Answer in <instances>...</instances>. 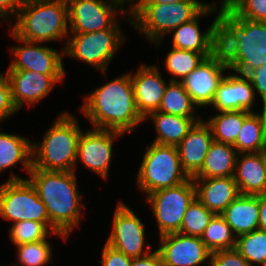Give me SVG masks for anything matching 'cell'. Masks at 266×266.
<instances>
[{
  "label": "cell",
  "instance_id": "1",
  "mask_svg": "<svg viewBox=\"0 0 266 266\" xmlns=\"http://www.w3.org/2000/svg\"><path fill=\"white\" fill-rule=\"evenodd\" d=\"M84 96L79 110L93 128L131 134L145 121L136 106L130 72L118 75Z\"/></svg>",
  "mask_w": 266,
  "mask_h": 266
},
{
  "label": "cell",
  "instance_id": "2",
  "mask_svg": "<svg viewBox=\"0 0 266 266\" xmlns=\"http://www.w3.org/2000/svg\"><path fill=\"white\" fill-rule=\"evenodd\" d=\"M27 177L34 185L46 207L50 226L67 239L80 226L81 210L86 205L81 200L77 175L74 171H46L32 167ZM83 202V203H82Z\"/></svg>",
  "mask_w": 266,
  "mask_h": 266
},
{
  "label": "cell",
  "instance_id": "3",
  "mask_svg": "<svg viewBox=\"0 0 266 266\" xmlns=\"http://www.w3.org/2000/svg\"><path fill=\"white\" fill-rule=\"evenodd\" d=\"M83 128L75 114L64 110L46 129L42 141H32V167L46 171H74Z\"/></svg>",
  "mask_w": 266,
  "mask_h": 266
},
{
  "label": "cell",
  "instance_id": "4",
  "mask_svg": "<svg viewBox=\"0 0 266 266\" xmlns=\"http://www.w3.org/2000/svg\"><path fill=\"white\" fill-rule=\"evenodd\" d=\"M14 19L8 28L19 38L37 43L65 40L64 49L70 33L67 0H28Z\"/></svg>",
  "mask_w": 266,
  "mask_h": 266
},
{
  "label": "cell",
  "instance_id": "5",
  "mask_svg": "<svg viewBox=\"0 0 266 266\" xmlns=\"http://www.w3.org/2000/svg\"><path fill=\"white\" fill-rule=\"evenodd\" d=\"M206 1H180L173 4L132 5L129 8L131 27L139 31L160 50L165 36L181 24L195 18Z\"/></svg>",
  "mask_w": 266,
  "mask_h": 266
},
{
  "label": "cell",
  "instance_id": "6",
  "mask_svg": "<svg viewBox=\"0 0 266 266\" xmlns=\"http://www.w3.org/2000/svg\"><path fill=\"white\" fill-rule=\"evenodd\" d=\"M137 172V187L145 196L178 186L189 179L181 167L177 146L153 142L146 147Z\"/></svg>",
  "mask_w": 266,
  "mask_h": 266
},
{
  "label": "cell",
  "instance_id": "7",
  "mask_svg": "<svg viewBox=\"0 0 266 266\" xmlns=\"http://www.w3.org/2000/svg\"><path fill=\"white\" fill-rule=\"evenodd\" d=\"M124 42L126 39L122 28H109L90 33H69L64 47V57L85 62L104 76L108 73V66L114 55Z\"/></svg>",
  "mask_w": 266,
  "mask_h": 266
},
{
  "label": "cell",
  "instance_id": "8",
  "mask_svg": "<svg viewBox=\"0 0 266 266\" xmlns=\"http://www.w3.org/2000/svg\"><path fill=\"white\" fill-rule=\"evenodd\" d=\"M0 217L12 223L50 222L34 185L27 177L17 176L12 170L8 180L0 185Z\"/></svg>",
  "mask_w": 266,
  "mask_h": 266
},
{
  "label": "cell",
  "instance_id": "9",
  "mask_svg": "<svg viewBox=\"0 0 266 266\" xmlns=\"http://www.w3.org/2000/svg\"><path fill=\"white\" fill-rule=\"evenodd\" d=\"M67 3L70 33L121 28L119 14L131 25L129 8L120 0H67Z\"/></svg>",
  "mask_w": 266,
  "mask_h": 266
},
{
  "label": "cell",
  "instance_id": "10",
  "mask_svg": "<svg viewBox=\"0 0 266 266\" xmlns=\"http://www.w3.org/2000/svg\"><path fill=\"white\" fill-rule=\"evenodd\" d=\"M218 17L235 33L240 41L236 66L231 70L247 75L266 64V22L238 17L232 10L219 12Z\"/></svg>",
  "mask_w": 266,
  "mask_h": 266
},
{
  "label": "cell",
  "instance_id": "11",
  "mask_svg": "<svg viewBox=\"0 0 266 266\" xmlns=\"http://www.w3.org/2000/svg\"><path fill=\"white\" fill-rule=\"evenodd\" d=\"M196 198L193 178L170 188H164L144 197L156 220L159 236L180 230L184 214Z\"/></svg>",
  "mask_w": 266,
  "mask_h": 266
},
{
  "label": "cell",
  "instance_id": "12",
  "mask_svg": "<svg viewBox=\"0 0 266 266\" xmlns=\"http://www.w3.org/2000/svg\"><path fill=\"white\" fill-rule=\"evenodd\" d=\"M116 203L112 228L105 242L130 258L142 257L152 252V246L145 237L146 225L142 219L124 201Z\"/></svg>",
  "mask_w": 266,
  "mask_h": 266
},
{
  "label": "cell",
  "instance_id": "13",
  "mask_svg": "<svg viewBox=\"0 0 266 266\" xmlns=\"http://www.w3.org/2000/svg\"><path fill=\"white\" fill-rule=\"evenodd\" d=\"M125 136L124 133L111 130L89 128L82 131L78 141L77 160L74 172L78 163L86 169L95 173L99 178L107 181L112 163L113 145L117 138Z\"/></svg>",
  "mask_w": 266,
  "mask_h": 266
},
{
  "label": "cell",
  "instance_id": "14",
  "mask_svg": "<svg viewBox=\"0 0 266 266\" xmlns=\"http://www.w3.org/2000/svg\"><path fill=\"white\" fill-rule=\"evenodd\" d=\"M12 37L20 45L11 47L14 57L7 70H29L41 74H66L63 62L64 49L61 51L45 43L26 41L9 30Z\"/></svg>",
  "mask_w": 266,
  "mask_h": 266
},
{
  "label": "cell",
  "instance_id": "15",
  "mask_svg": "<svg viewBox=\"0 0 266 266\" xmlns=\"http://www.w3.org/2000/svg\"><path fill=\"white\" fill-rule=\"evenodd\" d=\"M12 101L18 111L25 105L35 107L50 95L53 88L63 84L65 74H41L29 70H7Z\"/></svg>",
  "mask_w": 266,
  "mask_h": 266
},
{
  "label": "cell",
  "instance_id": "16",
  "mask_svg": "<svg viewBox=\"0 0 266 266\" xmlns=\"http://www.w3.org/2000/svg\"><path fill=\"white\" fill-rule=\"evenodd\" d=\"M159 239L156 249L163 266H209L211 252L201 237L176 232L159 236Z\"/></svg>",
  "mask_w": 266,
  "mask_h": 266
},
{
  "label": "cell",
  "instance_id": "17",
  "mask_svg": "<svg viewBox=\"0 0 266 266\" xmlns=\"http://www.w3.org/2000/svg\"><path fill=\"white\" fill-rule=\"evenodd\" d=\"M157 64L141 63L135 72H130L134 97L139 114L145 119L158 111L170 80H165Z\"/></svg>",
  "mask_w": 266,
  "mask_h": 266
},
{
  "label": "cell",
  "instance_id": "18",
  "mask_svg": "<svg viewBox=\"0 0 266 266\" xmlns=\"http://www.w3.org/2000/svg\"><path fill=\"white\" fill-rule=\"evenodd\" d=\"M254 88L246 75H239L231 70L219 83L210 109L222 111L253 110L256 100Z\"/></svg>",
  "mask_w": 266,
  "mask_h": 266
},
{
  "label": "cell",
  "instance_id": "19",
  "mask_svg": "<svg viewBox=\"0 0 266 266\" xmlns=\"http://www.w3.org/2000/svg\"><path fill=\"white\" fill-rule=\"evenodd\" d=\"M226 71L229 70L211 57H207L181 83L193 103L200 109L201 107L206 108L211 105L218 85L225 77Z\"/></svg>",
  "mask_w": 266,
  "mask_h": 266
},
{
  "label": "cell",
  "instance_id": "20",
  "mask_svg": "<svg viewBox=\"0 0 266 266\" xmlns=\"http://www.w3.org/2000/svg\"><path fill=\"white\" fill-rule=\"evenodd\" d=\"M213 141L211 128L202 118L177 145L181 167L189 178H193L201 170Z\"/></svg>",
  "mask_w": 266,
  "mask_h": 266
},
{
  "label": "cell",
  "instance_id": "21",
  "mask_svg": "<svg viewBox=\"0 0 266 266\" xmlns=\"http://www.w3.org/2000/svg\"><path fill=\"white\" fill-rule=\"evenodd\" d=\"M216 14L214 20L206 30L201 31L199 21ZM218 11L209 4L193 19L176 27L172 34V47L181 50H190L202 53L206 58L210 57L211 51V32Z\"/></svg>",
  "mask_w": 266,
  "mask_h": 266
},
{
  "label": "cell",
  "instance_id": "22",
  "mask_svg": "<svg viewBox=\"0 0 266 266\" xmlns=\"http://www.w3.org/2000/svg\"><path fill=\"white\" fill-rule=\"evenodd\" d=\"M233 177L240 194L258 195L264 193L266 151L238 154Z\"/></svg>",
  "mask_w": 266,
  "mask_h": 266
},
{
  "label": "cell",
  "instance_id": "23",
  "mask_svg": "<svg viewBox=\"0 0 266 266\" xmlns=\"http://www.w3.org/2000/svg\"><path fill=\"white\" fill-rule=\"evenodd\" d=\"M196 198L215 215L221 213L240 193L234 177L193 179Z\"/></svg>",
  "mask_w": 266,
  "mask_h": 266
},
{
  "label": "cell",
  "instance_id": "24",
  "mask_svg": "<svg viewBox=\"0 0 266 266\" xmlns=\"http://www.w3.org/2000/svg\"><path fill=\"white\" fill-rule=\"evenodd\" d=\"M236 237L259 229L258 195H242L235 198L221 213Z\"/></svg>",
  "mask_w": 266,
  "mask_h": 266
},
{
  "label": "cell",
  "instance_id": "25",
  "mask_svg": "<svg viewBox=\"0 0 266 266\" xmlns=\"http://www.w3.org/2000/svg\"><path fill=\"white\" fill-rule=\"evenodd\" d=\"M150 120L154 125L156 137L153 143L177 146L188 134L193 125L201 119H191L172 114L154 111L144 120Z\"/></svg>",
  "mask_w": 266,
  "mask_h": 266
},
{
  "label": "cell",
  "instance_id": "26",
  "mask_svg": "<svg viewBox=\"0 0 266 266\" xmlns=\"http://www.w3.org/2000/svg\"><path fill=\"white\" fill-rule=\"evenodd\" d=\"M22 165L29 174L32 168V140L16 133L0 131V173ZM9 168V169H8Z\"/></svg>",
  "mask_w": 266,
  "mask_h": 266
},
{
  "label": "cell",
  "instance_id": "27",
  "mask_svg": "<svg viewBox=\"0 0 266 266\" xmlns=\"http://www.w3.org/2000/svg\"><path fill=\"white\" fill-rule=\"evenodd\" d=\"M238 153L233 145L213 141L193 179L233 177Z\"/></svg>",
  "mask_w": 266,
  "mask_h": 266
},
{
  "label": "cell",
  "instance_id": "28",
  "mask_svg": "<svg viewBox=\"0 0 266 266\" xmlns=\"http://www.w3.org/2000/svg\"><path fill=\"white\" fill-rule=\"evenodd\" d=\"M239 46L235 33L217 17L212 26L210 57L230 71L237 64Z\"/></svg>",
  "mask_w": 266,
  "mask_h": 266
},
{
  "label": "cell",
  "instance_id": "29",
  "mask_svg": "<svg viewBox=\"0 0 266 266\" xmlns=\"http://www.w3.org/2000/svg\"><path fill=\"white\" fill-rule=\"evenodd\" d=\"M261 110L251 112L244 119L233 145L238 154L266 151V109Z\"/></svg>",
  "mask_w": 266,
  "mask_h": 266
},
{
  "label": "cell",
  "instance_id": "30",
  "mask_svg": "<svg viewBox=\"0 0 266 266\" xmlns=\"http://www.w3.org/2000/svg\"><path fill=\"white\" fill-rule=\"evenodd\" d=\"M208 119H204L209 125L212 137L217 142L234 145L242 128L244 119L251 113L246 110L217 112Z\"/></svg>",
  "mask_w": 266,
  "mask_h": 266
},
{
  "label": "cell",
  "instance_id": "31",
  "mask_svg": "<svg viewBox=\"0 0 266 266\" xmlns=\"http://www.w3.org/2000/svg\"><path fill=\"white\" fill-rule=\"evenodd\" d=\"M198 107L193 103L183 84L178 81H170L166 87L162 102L158 111L191 119H202L198 115Z\"/></svg>",
  "mask_w": 266,
  "mask_h": 266
},
{
  "label": "cell",
  "instance_id": "32",
  "mask_svg": "<svg viewBox=\"0 0 266 266\" xmlns=\"http://www.w3.org/2000/svg\"><path fill=\"white\" fill-rule=\"evenodd\" d=\"M8 230L10 241L15 246L46 240L54 235H58L63 242H67L63 234L51 228L50 222L20 221L10 224Z\"/></svg>",
  "mask_w": 266,
  "mask_h": 266
},
{
  "label": "cell",
  "instance_id": "33",
  "mask_svg": "<svg viewBox=\"0 0 266 266\" xmlns=\"http://www.w3.org/2000/svg\"><path fill=\"white\" fill-rule=\"evenodd\" d=\"M205 56L200 52L181 50L171 47V51L166 54L164 68L172 77L170 81L181 82L189 73L198 67Z\"/></svg>",
  "mask_w": 266,
  "mask_h": 266
},
{
  "label": "cell",
  "instance_id": "34",
  "mask_svg": "<svg viewBox=\"0 0 266 266\" xmlns=\"http://www.w3.org/2000/svg\"><path fill=\"white\" fill-rule=\"evenodd\" d=\"M206 248L212 253L236 248L237 237L221 215H214L201 236Z\"/></svg>",
  "mask_w": 266,
  "mask_h": 266
},
{
  "label": "cell",
  "instance_id": "35",
  "mask_svg": "<svg viewBox=\"0 0 266 266\" xmlns=\"http://www.w3.org/2000/svg\"><path fill=\"white\" fill-rule=\"evenodd\" d=\"M235 249L251 266H266V231L256 229L238 236Z\"/></svg>",
  "mask_w": 266,
  "mask_h": 266
},
{
  "label": "cell",
  "instance_id": "36",
  "mask_svg": "<svg viewBox=\"0 0 266 266\" xmlns=\"http://www.w3.org/2000/svg\"><path fill=\"white\" fill-rule=\"evenodd\" d=\"M17 263L6 266H45L53 262V247L49 238L34 243H25L15 247Z\"/></svg>",
  "mask_w": 266,
  "mask_h": 266
},
{
  "label": "cell",
  "instance_id": "37",
  "mask_svg": "<svg viewBox=\"0 0 266 266\" xmlns=\"http://www.w3.org/2000/svg\"><path fill=\"white\" fill-rule=\"evenodd\" d=\"M215 214L208 210L197 198L187 208L180 230L184 235L201 237Z\"/></svg>",
  "mask_w": 266,
  "mask_h": 266
},
{
  "label": "cell",
  "instance_id": "38",
  "mask_svg": "<svg viewBox=\"0 0 266 266\" xmlns=\"http://www.w3.org/2000/svg\"><path fill=\"white\" fill-rule=\"evenodd\" d=\"M232 11L238 17L266 22V0H241Z\"/></svg>",
  "mask_w": 266,
  "mask_h": 266
},
{
  "label": "cell",
  "instance_id": "39",
  "mask_svg": "<svg viewBox=\"0 0 266 266\" xmlns=\"http://www.w3.org/2000/svg\"><path fill=\"white\" fill-rule=\"evenodd\" d=\"M18 110L13 104L11 85L5 72L0 71V123L11 118Z\"/></svg>",
  "mask_w": 266,
  "mask_h": 266
},
{
  "label": "cell",
  "instance_id": "40",
  "mask_svg": "<svg viewBox=\"0 0 266 266\" xmlns=\"http://www.w3.org/2000/svg\"><path fill=\"white\" fill-rule=\"evenodd\" d=\"M209 266H251L250 263L236 250H220L212 252Z\"/></svg>",
  "mask_w": 266,
  "mask_h": 266
},
{
  "label": "cell",
  "instance_id": "41",
  "mask_svg": "<svg viewBox=\"0 0 266 266\" xmlns=\"http://www.w3.org/2000/svg\"><path fill=\"white\" fill-rule=\"evenodd\" d=\"M101 258L98 263L101 266H130L132 262V258L126 256L121 251L113 248L108 245L106 242L104 243V247L101 250Z\"/></svg>",
  "mask_w": 266,
  "mask_h": 266
},
{
  "label": "cell",
  "instance_id": "42",
  "mask_svg": "<svg viewBox=\"0 0 266 266\" xmlns=\"http://www.w3.org/2000/svg\"><path fill=\"white\" fill-rule=\"evenodd\" d=\"M246 76L254 88L256 97L259 96L261 99L260 107L266 109V64L252 70Z\"/></svg>",
  "mask_w": 266,
  "mask_h": 266
},
{
  "label": "cell",
  "instance_id": "43",
  "mask_svg": "<svg viewBox=\"0 0 266 266\" xmlns=\"http://www.w3.org/2000/svg\"><path fill=\"white\" fill-rule=\"evenodd\" d=\"M28 0H0V21L9 22L8 26L13 22L19 9ZM12 19V20H11ZM9 20V21H7Z\"/></svg>",
  "mask_w": 266,
  "mask_h": 266
},
{
  "label": "cell",
  "instance_id": "44",
  "mask_svg": "<svg viewBox=\"0 0 266 266\" xmlns=\"http://www.w3.org/2000/svg\"><path fill=\"white\" fill-rule=\"evenodd\" d=\"M130 266H163V262L159 252L155 248L145 256L132 258Z\"/></svg>",
  "mask_w": 266,
  "mask_h": 266
},
{
  "label": "cell",
  "instance_id": "45",
  "mask_svg": "<svg viewBox=\"0 0 266 266\" xmlns=\"http://www.w3.org/2000/svg\"><path fill=\"white\" fill-rule=\"evenodd\" d=\"M259 229L266 231V193L258 194Z\"/></svg>",
  "mask_w": 266,
  "mask_h": 266
},
{
  "label": "cell",
  "instance_id": "46",
  "mask_svg": "<svg viewBox=\"0 0 266 266\" xmlns=\"http://www.w3.org/2000/svg\"><path fill=\"white\" fill-rule=\"evenodd\" d=\"M240 2L241 0H221L219 3L220 5H218L216 1L211 3L208 2V4L214 7L218 12H228L233 10Z\"/></svg>",
  "mask_w": 266,
  "mask_h": 266
},
{
  "label": "cell",
  "instance_id": "47",
  "mask_svg": "<svg viewBox=\"0 0 266 266\" xmlns=\"http://www.w3.org/2000/svg\"><path fill=\"white\" fill-rule=\"evenodd\" d=\"M180 1H201V0H136L132 5L173 4Z\"/></svg>",
  "mask_w": 266,
  "mask_h": 266
},
{
  "label": "cell",
  "instance_id": "48",
  "mask_svg": "<svg viewBox=\"0 0 266 266\" xmlns=\"http://www.w3.org/2000/svg\"><path fill=\"white\" fill-rule=\"evenodd\" d=\"M122 1L126 6L128 5V8H130L132 6V4L136 1V0H120Z\"/></svg>",
  "mask_w": 266,
  "mask_h": 266
}]
</instances>
